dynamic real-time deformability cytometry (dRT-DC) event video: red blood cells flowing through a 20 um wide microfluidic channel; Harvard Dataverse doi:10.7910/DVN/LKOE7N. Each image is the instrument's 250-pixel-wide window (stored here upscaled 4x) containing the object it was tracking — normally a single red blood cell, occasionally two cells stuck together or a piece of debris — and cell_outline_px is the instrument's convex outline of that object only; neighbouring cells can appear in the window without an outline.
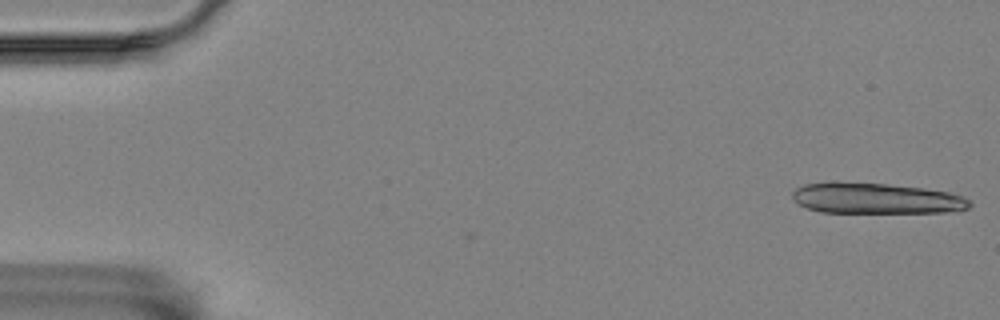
{"species": "Egyptian fruit bat (a non-hibernating species)", "species_latin": "Rousettus aegyptiacus", "temperature_condition": "room temperature", "stored_images_in_passage": 15, "camera_frame_rate_fps": 3000, "um_per_image_px": 0.085, "animal": {"sex": "female"}, "frame": {"image": 1, "passage_image": 1, "time_ms": 0.0, "image_size_px": [1000, 320], "cell_outline_px": [[972, 204], [968, 208], [960, 212], [820, 212], [808, 208], [800, 204], [792, 196], [792, 192], [796, 188], [804, 184], [836, 180], [888, 184], [924, 188], [948, 192], [964, 196]], "centroid_in_image_um": [74.47, 16.84], "position_along_channel_um": 10.5, "area_um2": 32.19}}